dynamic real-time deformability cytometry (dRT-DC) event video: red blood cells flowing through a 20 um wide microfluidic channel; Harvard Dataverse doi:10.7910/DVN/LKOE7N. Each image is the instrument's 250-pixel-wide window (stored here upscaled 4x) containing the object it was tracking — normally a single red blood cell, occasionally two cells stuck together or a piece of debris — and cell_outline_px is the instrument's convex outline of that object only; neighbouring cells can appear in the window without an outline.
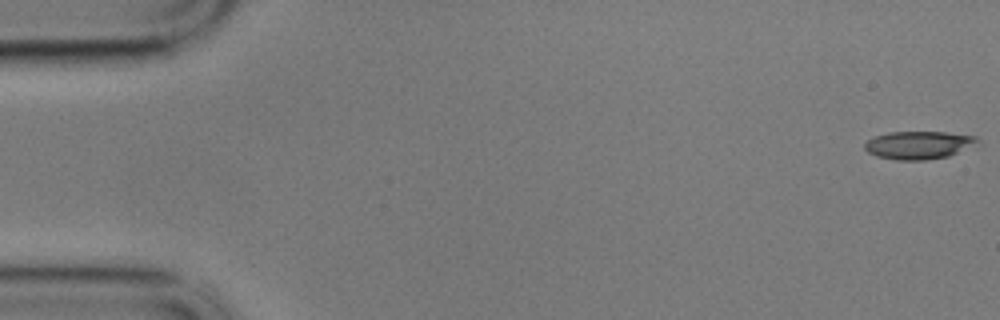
{"species": "common noctule bat (a hibernating species)", "species_latin": "Nyctalus noctula", "temperature_condition": "cold", "stored_images_in_passage": 58, "camera_frame_rate_fps": 3000, "um_per_image_px": 0.085, "animal": {"sex": "male", "body_mass_g": 17.9}, "frame": {"image": 1, "passage_image": 1, "time_ms": 0.0, "image_size_px": [1000, 320], "cell_outline_px": [[980, 140], [948, 156], [924, 160], [896, 160], [876, 156], [868, 152], [864, 148], [864, 144], [868, 140], [876, 136], [888, 132], [944, 132], [976, 136]], "centroid_in_image_um": [78.01, 12.33], "position_along_channel_um": 7.0, "area_um2": 17.98}}
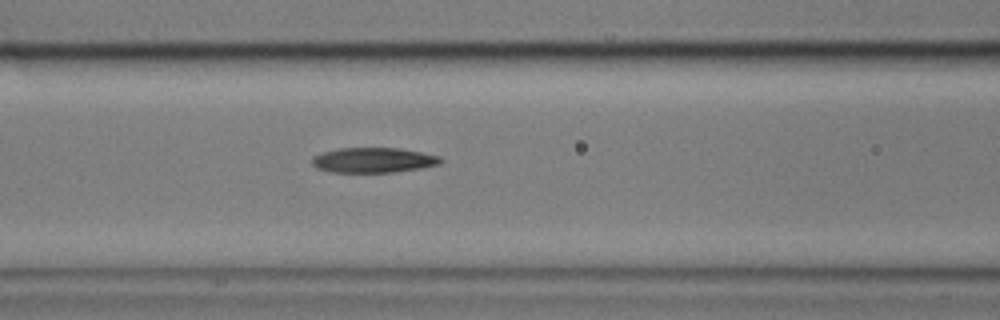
{"frame": {"image": 2, "passage_image": 24, "time_ms": 7.667, "image_size_px": [1000, 320], "cell_outline_px": [[444, 160], [440, 164], [420, 168], [392, 172], [332, 172], [316, 168], [312, 164], [312, 156], [324, 152], [340, 148], [400, 148], [440, 156]], "centroid_in_image_um": [31.74, 13.61], "position_along_channel_um": 134.9, "area_um2": 18.73}}
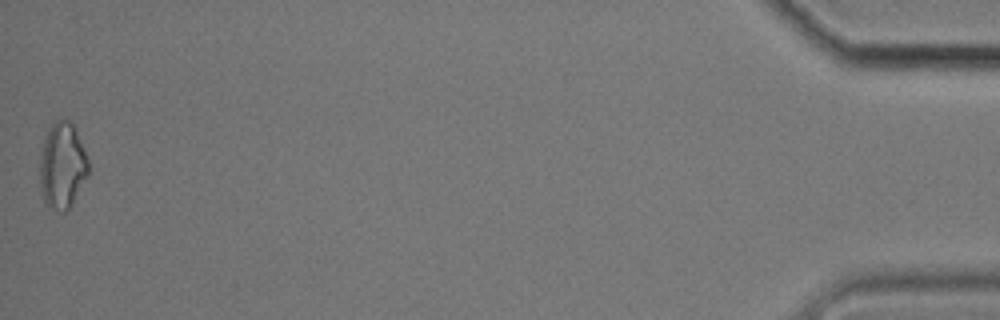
{"frame": {"image": 3, "passage_image": 58, "time_ms": 19.0, "image_size_px": [1000, 320], "cell_outline_px": [[88, 176], [68, 208], [64, 212], [60, 212], [48, 208], [44, 204], [40, 188], [40, 156], [44, 140], [52, 124], [60, 116], [68, 120], [72, 124], [76, 132], [88, 160]], "centroid_in_image_um": [5.27, 14.1], "position_along_channel_um": 429.9, "area_um2": 24.22}, "authors_computed_cell_mechanics": {"area_um2": 19.2474, "velocity_mm_per_s": 3.4326, "shape_relaxation_time_tau1_ms": 5.0262, "shape_relaxation_time_tau2_ms": 5.4032, "deformation_change_tau1": 0.1543, "deformation_change_tau2": 0.1593}}